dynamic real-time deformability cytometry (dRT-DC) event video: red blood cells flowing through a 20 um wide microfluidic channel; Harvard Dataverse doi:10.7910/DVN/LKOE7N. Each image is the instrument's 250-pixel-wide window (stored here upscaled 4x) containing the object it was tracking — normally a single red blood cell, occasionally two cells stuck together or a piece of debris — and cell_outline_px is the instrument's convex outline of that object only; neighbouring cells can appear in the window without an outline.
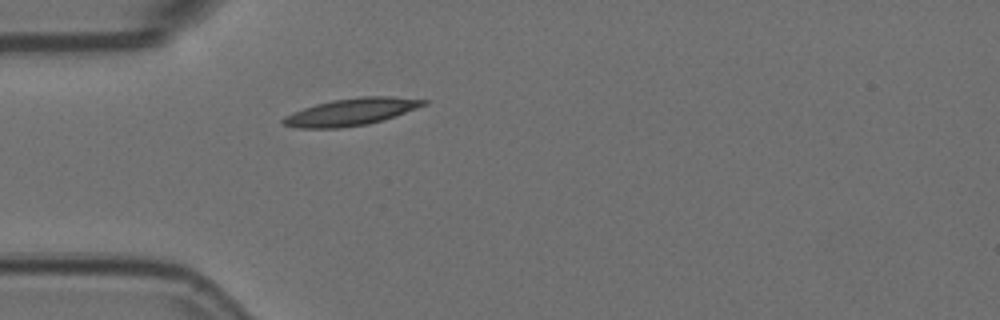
{"species": "Egyptian fruit bat (a non-hibernating species)", "species_latin": "Rousettus aegyptiacus", "temperature_condition": "room temperature", "stored_images_in_passage": 4, "camera_frame_rate_fps": 3000, "um_per_image_px": 0.085, "animal": {"sex": "female"}, "frame": {"image": 1, "passage_image": 4, "time_ms": 1.0, "image_size_px": [1000, 320], "cell_outline_px": [[428, 104], [384, 120], [368, 124], [340, 128], [296, 128], [284, 124], [280, 120], [284, 116], [292, 112], [316, 104], [332, 100], [360, 96], [392, 96], [428, 100]], "centroid_in_image_um": [29.86, 9.51], "position_along_channel_um": 55.1, "area_um2": 22.31}}